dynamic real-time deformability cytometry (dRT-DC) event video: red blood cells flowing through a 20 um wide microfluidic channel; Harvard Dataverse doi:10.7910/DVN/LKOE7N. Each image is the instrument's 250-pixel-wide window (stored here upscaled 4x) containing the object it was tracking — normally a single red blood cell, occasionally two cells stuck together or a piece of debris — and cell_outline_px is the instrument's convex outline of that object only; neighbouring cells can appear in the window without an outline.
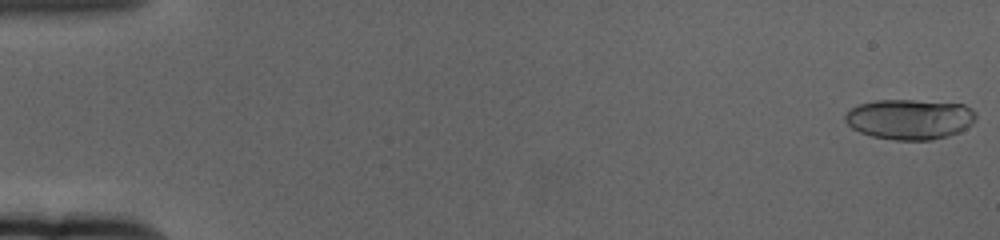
{"species": "human", "species_latin": "Homo sapiens", "temperature_condition": "cold", "stored_images_in_passage": 61, "camera_frame_rate_fps": 3000, "um_per_image_px": 0.085, "donor": {"sex": "female"}, "frame": {"image": 1, "passage_image": 1, "time_ms": 0.0, "image_size_px": [1000, 240], "cell_outline_px": [[976, 116], [972, 124], [960, 132], [948, 136], [932, 140], [896, 140], [872, 136], [860, 132], [852, 128], [844, 120], [844, 116], [852, 108], [860, 104], [876, 100], [912, 100], [964, 104], [972, 108], [976, 112]], "centroid_in_image_um": [77.36, 10.13], "position_along_channel_um": 7.6, "area_um2": 30.75}}
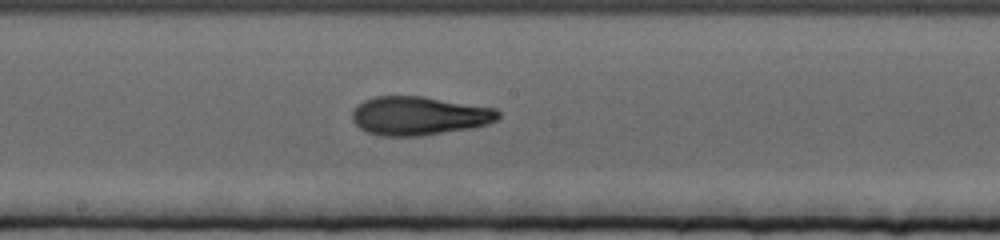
{"frame": {"image": 2, "passage_image": 34, "time_ms": 11.0, "image_size_px": [1000, 240], "cell_outline_px": [[500, 116], [496, 120], [488, 124], [472, 128], [420, 136], [380, 136], [368, 132], [360, 128], [352, 120], [352, 108], [356, 104], [364, 100], [376, 96], [424, 96], [496, 108], [500, 112]], "centroid_in_image_um": [35.61, 9.84], "position_along_channel_um": 212.6, "area_um2": 33.23}}
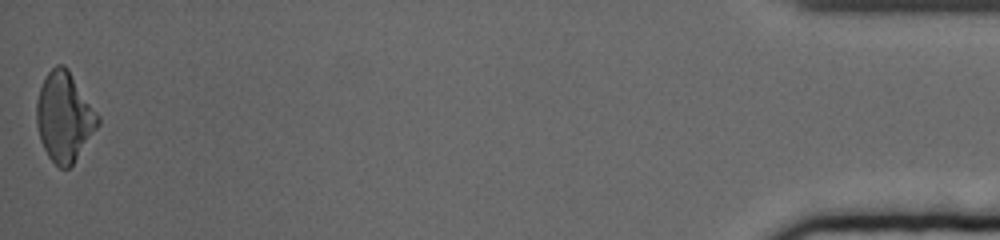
{"frame": {"image": 3, "passage_image": 61, "time_ms": 20.0, "image_size_px": [1000, 240], "cell_outline_px": [[100, 124], [72, 164], [68, 168], [60, 168], [48, 156], [40, 140], [36, 124], [36, 100], [40, 88], [48, 72], [56, 64], [64, 64], [68, 68], [100, 116]], "centroid_in_image_um": [5.46, 9.91], "position_along_channel_um": 429.7, "area_um2": 31.91}, "authors_computed_cell_mechanics": {"area_um2": 31.4432, "velocity_mm_per_s": 3.3821, "shape_relaxation_time_tau1_ms": 6.8957, "shape_relaxation_time_tau2_ms": 2.8047, "deformation_change_tau1": 0.2202, "deformation_change_tau2": 0.0982}}